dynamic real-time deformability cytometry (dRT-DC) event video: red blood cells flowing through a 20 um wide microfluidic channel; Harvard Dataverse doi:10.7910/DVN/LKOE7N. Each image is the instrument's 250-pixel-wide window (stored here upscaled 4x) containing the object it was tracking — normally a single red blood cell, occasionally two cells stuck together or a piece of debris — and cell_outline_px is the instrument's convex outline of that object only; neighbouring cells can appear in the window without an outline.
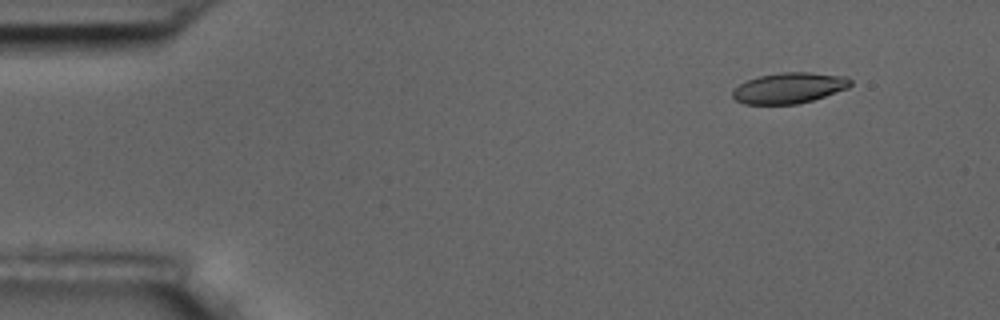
{"species": "common noctule bat (a hibernating species)", "species_latin": "Nyctalus noctula", "temperature_condition": "room temperature", "stored_images_in_passage": 4, "camera_frame_rate_fps": 3000, "um_per_image_px": 0.085, "animal": {"sex": "male", "body_mass_g": 17.5, "forearm_length_mm": 52.3}, "frame": {"image": 1, "passage_image": 1, "time_ms": 0.0, "image_size_px": [1000, 320], "cell_outline_px": [[852, 84], [848, 88], [812, 100], [796, 104], [744, 104], [736, 100], [732, 96], [732, 88], [748, 80], [760, 76], [784, 72], [808, 72], [848, 76], [852, 80]], "centroid_in_image_um": [67.08, 7.47], "position_along_channel_um": 17.9, "area_um2": 21.1}}
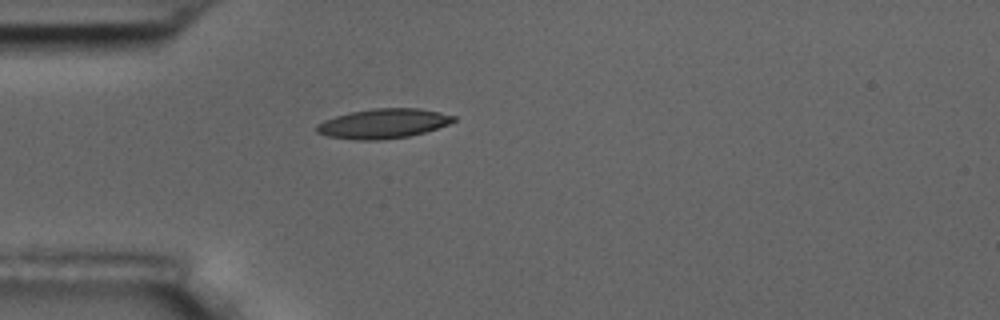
{"frame": {"image": 2, "passage_image": 4, "time_ms": 3.333, "image_size_px": [1000, 320], "cell_outline_px": [[456, 120], [448, 124], [424, 132], [408, 136], [380, 140], [360, 140], [328, 136], [316, 132], [316, 124], [324, 120], [348, 112], [372, 108], [420, 108], [440, 112], [456, 116]], "centroid_in_image_um": [32.57, 10.49], "position_along_channel_um": 52.4, "area_um2": 23.64}}